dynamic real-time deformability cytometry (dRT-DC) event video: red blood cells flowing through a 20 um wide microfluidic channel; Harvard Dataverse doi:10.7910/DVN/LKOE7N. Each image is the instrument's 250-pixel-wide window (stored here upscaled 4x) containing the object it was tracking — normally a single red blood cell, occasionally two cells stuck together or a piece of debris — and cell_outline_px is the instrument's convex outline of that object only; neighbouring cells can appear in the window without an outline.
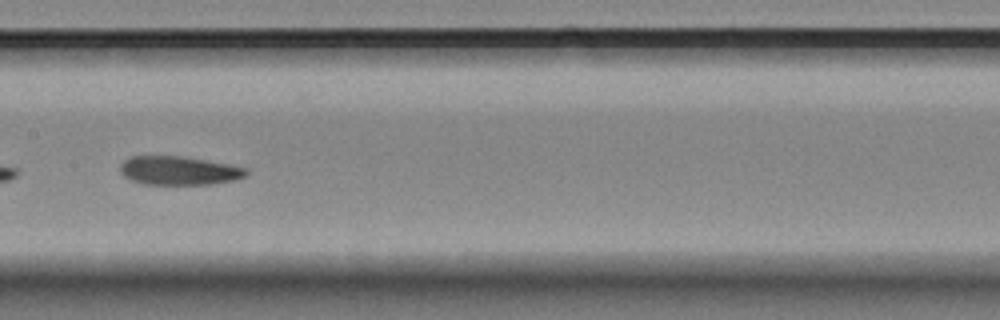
{"species": "Egyptian fruit bat (a non-hibernating species)", "species_latin": "Rousettus aegyptiacus", "temperature_condition": "room temperature", "stored_images_in_passage": 43, "segment_of_instrument_passage": [2, 2], "camera_frame_rate_fps": 3000, "um_per_image_px": 0.085, "animal": {"sex": "female"}, "frame": {"image": 1, "passage_image": 28, "time_ms": 9.0, "image_size_px": [1000, 320], "cell_outline_px": [[248, 172], [244, 176], [232, 180], [212, 184], [144, 184], [132, 180], [124, 176], [120, 172], [120, 164], [124, 160], [132, 156], [180, 156], [228, 164], [248, 168]], "centroid_in_image_um": [15.18, 14.5], "position_along_channel_um": 192.2, "area_um2": 20.87}}
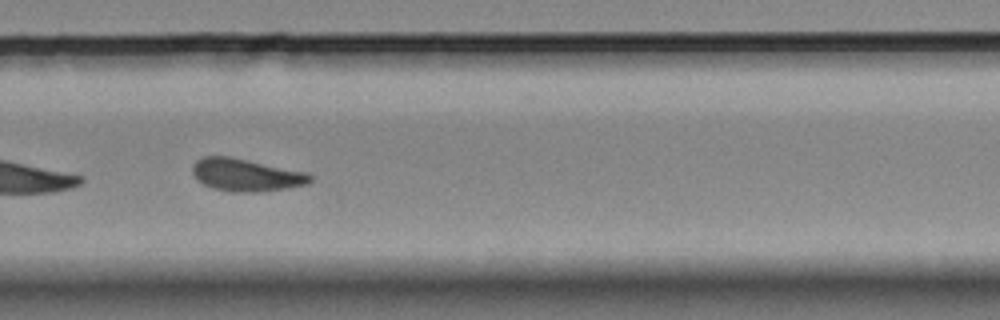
{"frame": {"image": 2, "passage_image": 38, "time_ms": 12.333, "image_size_px": [1000, 320], "cell_outline_px": [[312, 180], [308, 184], [288, 188], [256, 192], [232, 192], [212, 188], [204, 184], [192, 172], [192, 164], [196, 160], [204, 156], [228, 156], [308, 172], [312, 176]], "centroid_in_image_um": [20.93, 14.87], "position_along_channel_um": 308.9, "area_um2": 22.31}}